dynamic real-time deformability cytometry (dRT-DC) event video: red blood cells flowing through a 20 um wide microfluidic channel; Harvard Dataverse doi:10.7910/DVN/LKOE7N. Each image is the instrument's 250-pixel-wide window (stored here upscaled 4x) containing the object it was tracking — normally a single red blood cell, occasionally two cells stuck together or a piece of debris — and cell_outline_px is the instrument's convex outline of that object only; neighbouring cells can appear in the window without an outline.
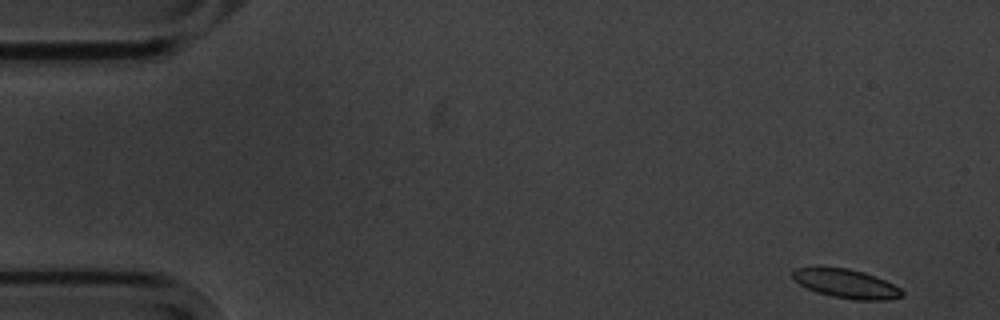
{"species": "common noctule bat (a hibernating species)", "species_latin": "Nyctalus noctula", "temperature_condition": "cold", "stored_images_in_passage": 8, "camera_frame_rate_fps": 3000, "um_per_image_px": 0.085, "animal": {"sex": "male", "body_mass_g": 20.1, "forearm_length_mm": 53.5}, "frame": {"image": 1, "passage_image": 1, "time_ms": 0.0, "image_size_px": [1000, 320], "cell_outline_px": [[904, 296], [884, 300], [856, 300], [832, 296], [816, 292], [800, 284], [792, 276], [792, 272], [796, 268], [848, 268], [864, 272], [876, 276], [900, 288], [904, 292]], "centroid_in_image_um": [71.97, 24.12], "position_along_channel_um": 13.0, "area_um2": 18.15}}
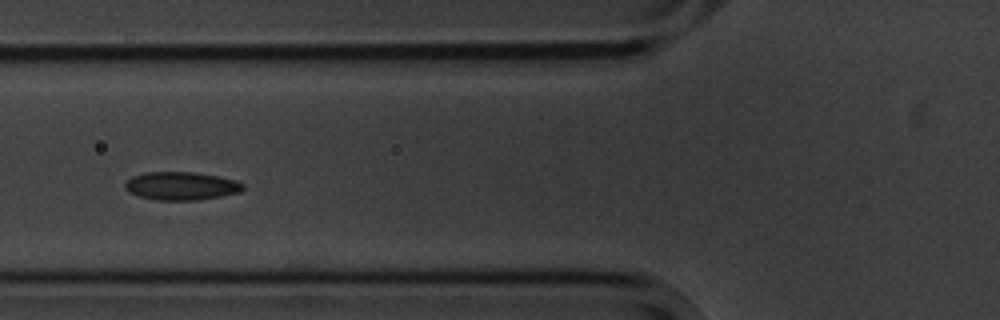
{"frame": {"image": 2, "passage_image": 6, "time_ms": 6.0, "image_size_px": [1000, 320], "cell_outline_px": [[244, 188], [240, 192], [220, 196], [196, 200], [156, 200], [140, 196], [128, 192], [124, 188], [124, 184], [132, 176], [144, 172], [192, 172], [216, 176], [236, 180], [244, 184]], "centroid_in_image_um": [15.38, 15.8], "position_along_channel_um": 110.4, "area_um2": 19.31}}
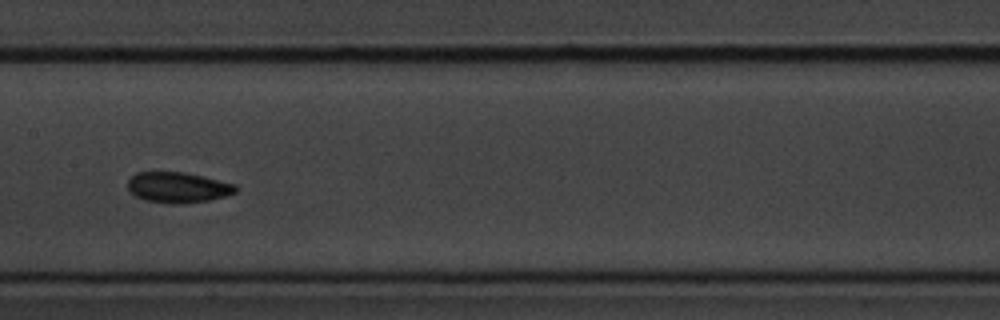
{"frame": {"image": 3, "passage_image": 8, "time_ms": 8.333, "image_size_px": [1000, 320], "cell_outline_px": [[236, 192], [224, 196], [208, 200], [180, 204], [168, 204], [144, 200], [136, 196], [128, 188], [128, 180], [136, 172], [184, 172], [236, 184]], "centroid_in_image_um": [15.1, 15.93], "position_along_channel_um": 192.3, "area_um2": 19.13}}